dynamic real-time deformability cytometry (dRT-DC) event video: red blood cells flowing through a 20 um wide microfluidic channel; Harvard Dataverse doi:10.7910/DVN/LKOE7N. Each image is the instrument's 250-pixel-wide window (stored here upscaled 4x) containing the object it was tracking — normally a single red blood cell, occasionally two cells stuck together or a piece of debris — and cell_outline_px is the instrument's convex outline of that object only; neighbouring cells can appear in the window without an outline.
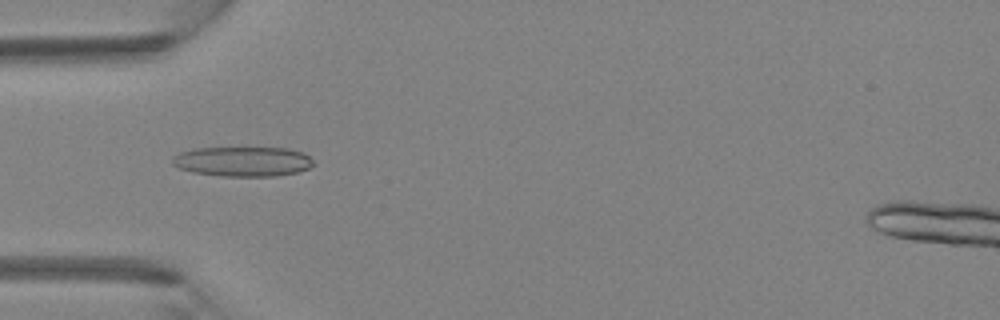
{"species": "Egyptian fruit bat (a non-hibernating species)", "species_latin": "Rousettus aegyptiacus", "temperature_condition": "room temperature", "stored_images_in_passage": 4, "camera_frame_rate_fps": 3000, "um_per_image_px": 0.085, "animal": {"sex": "female"}, "frame": {"image": 1, "passage_image": 4, "time_ms": 1.0, "image_size_px": [1000, 320], "cell_outline_px": [[316, 164], [308, 168], [296, 172], [276, 176], [220, 176], [192, 172], [180, 168], [172, 164], [172, 156], [180, 152], [192, 148], [288, 148], [304, 152]], "centroid_in_image_um": [20.63, 13.72], "position_along_channel_um": 64.4, "area_um2": 24.62}}